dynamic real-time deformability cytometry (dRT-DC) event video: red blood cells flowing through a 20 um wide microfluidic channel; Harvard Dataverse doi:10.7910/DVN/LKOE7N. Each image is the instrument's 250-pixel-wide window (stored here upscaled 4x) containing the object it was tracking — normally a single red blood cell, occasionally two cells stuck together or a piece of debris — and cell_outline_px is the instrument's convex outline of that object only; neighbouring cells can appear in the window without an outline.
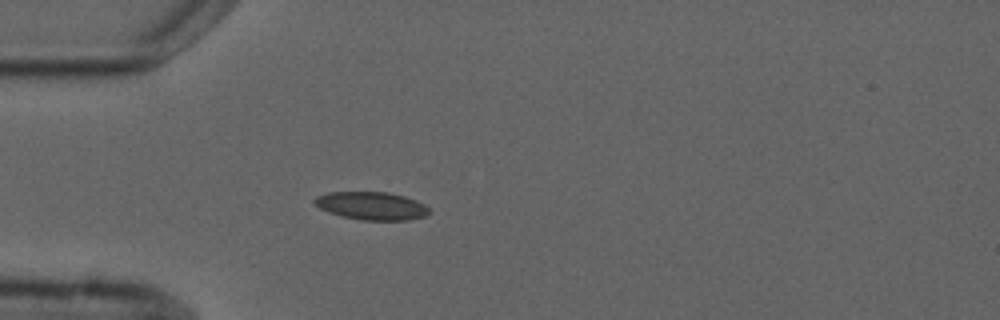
{"species": "common noctule bat (a hibernating species)", "species_latin": "Nyctalus noctula", "temperature_condition": "cold", "stored_images_in_passage": 1, "camera_frame_rate_fps": 3000, "um_per_image_px": 0.085, "animal": {"sex": "male", "forearm_length_mm": 52.5}, "frame": {"image": 1, "passage_image": 1, "time_ms": 0.0, "image_size_px": [1000, 320], "cell_outline_px": [[432, 212], [424, 216], [408, 220], [360, 220], [328, 212], [320, 208], [312, 200], [316, 196], [328, 192], [388, 192], [404, 196], [416, 200], [424, 204]], "centroid_in_image_um": [31.59, 17.49], "position_along_channel_um": 53.4, "area_um2": 18.67}}